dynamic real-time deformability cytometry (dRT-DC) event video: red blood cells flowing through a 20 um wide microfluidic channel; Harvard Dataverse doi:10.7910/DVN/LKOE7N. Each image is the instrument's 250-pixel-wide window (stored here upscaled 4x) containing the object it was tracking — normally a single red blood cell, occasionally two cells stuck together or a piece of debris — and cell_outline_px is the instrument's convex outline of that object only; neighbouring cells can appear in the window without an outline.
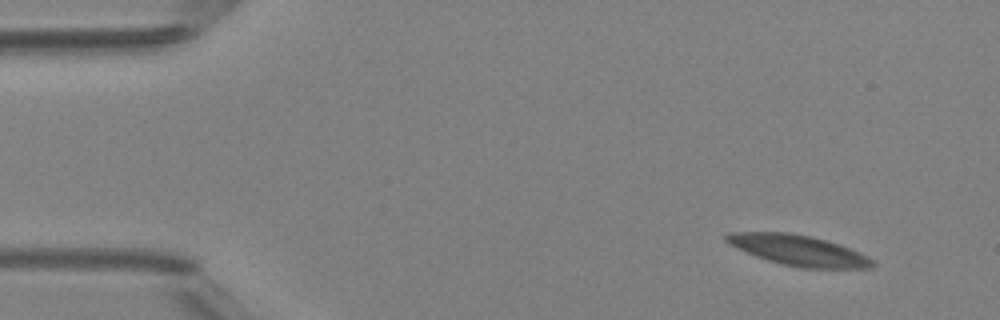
{"species": "Egyptian fruit bat (a non-hibernating species)", "species_latin": "Rousettus aegyptiacus", "temperature_condition": "room temperature", "stored_images_in_passage": 5, "camera_frame_rate_fps": 3000, "um_per_image_px": 0.085, "animal": {"sex": "female"}, "frame": {"image": 1, "passage_image": 1, "time_ms": 0.0, "image_size_px": [1000, 320], "cell_outline_px": [[876, 264], [872, 268], [800, 268], [768, 260], [756, 256], [736, 248], [724, 240], [724, 236], [728, 232], [792, 232], [812, 236], [840, 244], [868, 256]], "centroid_in_image_um": [67.87, 21.26], "position_along_channel_um": 17.1, "area_um2": 26.07}}